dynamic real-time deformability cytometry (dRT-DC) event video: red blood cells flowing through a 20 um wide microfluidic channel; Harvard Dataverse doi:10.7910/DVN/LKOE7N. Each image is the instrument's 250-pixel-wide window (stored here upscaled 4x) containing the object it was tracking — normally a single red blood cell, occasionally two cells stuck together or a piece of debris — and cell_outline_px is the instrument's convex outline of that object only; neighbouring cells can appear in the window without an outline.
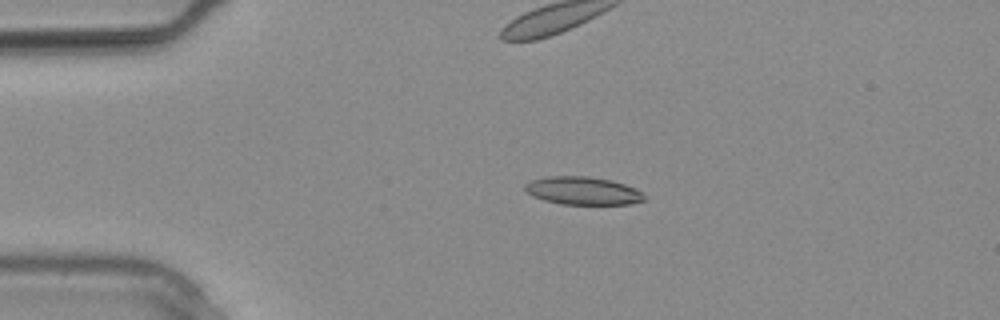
{"species": "common noctule bat (a hibernating species)", "species_latin": "Nyctalus noctula", "temperature_condition": "warm", "stored_images_in_passage": 23, "camera_frame_rate_fps": 3000, "um_per_image_px": 0.085, "animal": {"sex": "male", "body_mass_g": 20.4}, "frame": {"image": 1, "passage_image": 1, "time_ms": 0.0, "image_size_px": [1000, 320], "cell_outline_px": [[644, 200], [628, 204], [560, 204], [544, 200], [532, 196], [524, 188], [524, 184], [532, 180], [548, 176], [588, 176], [612, 180], [636, 188], [644, 196]], "centroid_in_image_um": [49.52, 16.21], "position_along_channel_um": 35.5, "area_um2": 19.36}}